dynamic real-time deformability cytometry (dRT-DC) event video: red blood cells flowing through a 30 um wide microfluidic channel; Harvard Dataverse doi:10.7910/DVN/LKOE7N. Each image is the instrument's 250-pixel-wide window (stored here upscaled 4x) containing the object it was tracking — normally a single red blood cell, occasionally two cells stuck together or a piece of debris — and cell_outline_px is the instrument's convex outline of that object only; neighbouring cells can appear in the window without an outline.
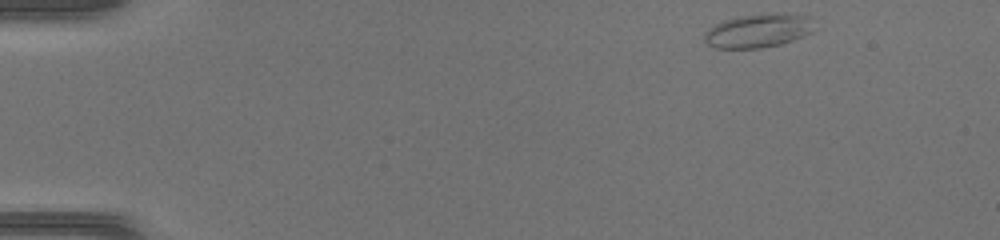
{"species": "common noctule bat (a hibernating species)", "species_latin": "Nyctalus noctula", "temperature_condition": "warm", "stored_images_in_passage": 46, "camera_frame_rate_fps": 3000, "um_per_image_px": 0.085, "animal": {"sex": "female", "body_mass_g": 17.0, "forearm_length_mm": 48.0}, "frame": {"image": 1, "passage_image": 1, "time_ms": 0.0, "image_size_px": [1000, 240], "cell_outline_px": [[816, 28], [812, 32], [804, 36], [780, 44], [760, 48], [712, 48], [704, 40], [704, 32], [708, 28], [720, 20], [740, 16], [776, 12], [808, 16]], "centroid_in_image_um": [64.42, 2.6], "position_along_channel_um": 20.6, "area_um2": 21.91}}
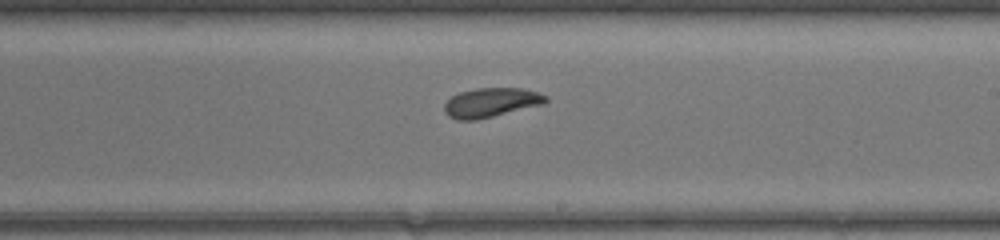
{"frame": {"image": 2, "passage_image": 26, "time_ms": 8.333, "image_size_px": [1000, 240], "cell_outline_px": [[548, 100], [544, 104], [476, 120], [456, 120], [448, 116], [444, 112], [444, 104], [452, 96], [460, 92], [476, 88], [520, 88], [536, 92], [548, 96]], "centroid_in_image_um": [41.72, 8.72], "position_along_channel_um": 247.3, "area_um2": 17.28}}
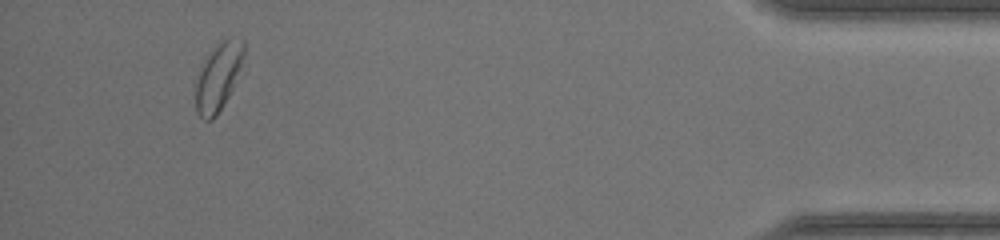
{"frame": {"image": 3, "passage_image": 43, "time_ms": 14.0, "image_size_px": [1000, 240], "cell_outline_px": [[244, 56], [232, 88], [228, 96], [216, 116], [212, 120], [204, 120], [196, 112], [196, 84], [200, 64], [224, 40], [244, 40]], "centroid_in_image_um": [18.52, 6.59], "position_along_channel_um": 416.7, "area_um2": 18.21}, "authors_computed_cell_mechanics": {"area_um2": 18.1492, "velocity_mm_per_s": 4.105, "shape_relaxation_time_tau1_ms": null, "shape_relaxation_time_tau2_ms": 1.5026, "deformation_change_tau1": null, "deformation_change_tau2": 0.0678}}